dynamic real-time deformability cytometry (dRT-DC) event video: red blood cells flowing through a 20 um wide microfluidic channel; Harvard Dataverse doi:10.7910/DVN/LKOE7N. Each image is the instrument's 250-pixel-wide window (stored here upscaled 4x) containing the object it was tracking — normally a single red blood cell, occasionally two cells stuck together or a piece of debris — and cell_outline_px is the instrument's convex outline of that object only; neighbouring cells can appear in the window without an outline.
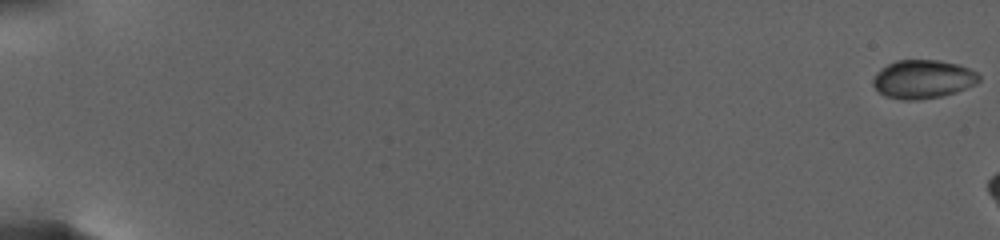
{"species": "human", "species_latin": "Homo sapiens", "temperature_condition": "warm", "stored_images_in_passage": 11, "camera_frame_rate_fps": 3000, "um_per_image_px": 0.085, "donor": {"sex": "female"}, "frame": {"image": 1, "passage_image": 1, "time_ms": 0.0, "image_size_px": [1000, 240], "cell_outline_px": [[980, 80], [976, 84], [956, 92], [940, 96], [916, 100], [904, 100], [888, 96], [880, 92], [872, 84], [872, 80], [876, 72], [880, 68], [896, 60], [940, 60], [960, 64], [976, 72], [980, 76]], "centroid_in_image_um": [78.46, 6.71], "position_along_channel_um": 6.5, "area_um2": 23.81}}